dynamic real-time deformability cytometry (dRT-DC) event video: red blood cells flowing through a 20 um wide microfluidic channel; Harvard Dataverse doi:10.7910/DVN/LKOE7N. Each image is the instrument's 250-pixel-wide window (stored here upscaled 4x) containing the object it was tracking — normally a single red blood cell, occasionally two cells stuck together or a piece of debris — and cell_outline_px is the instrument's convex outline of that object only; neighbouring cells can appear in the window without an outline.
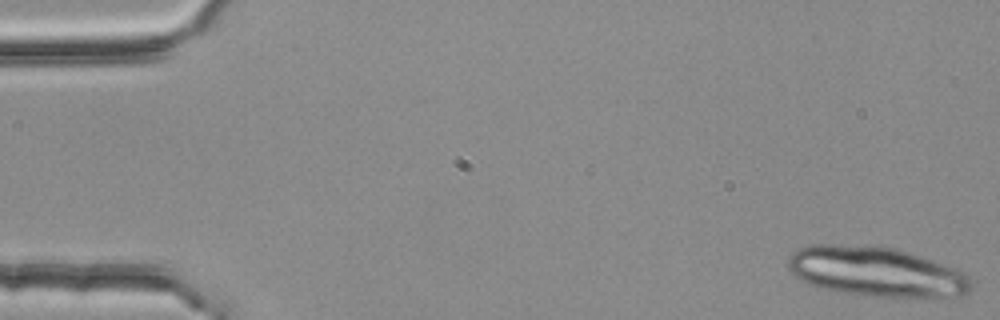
{"species": "common noctule bat (a hibernating species)", "species_latin": "Nyctalus noctula", "temperature_condition": "room temperature", "stored_images_in_passage": 5, "camera_frame_rate_fps": 3000, "um_per_image_px": 0.085, "animal": {"sex": "female", "body_mass_g": 25.1}, "frame": {"image": 1, "passage_image": 1, "time_ms": 0.0, "image_size_px": [1000, 320], "cell_outline_px": [[972, 288], [964, 296], [880, 296], [844, 292], [824, 288], [800, 280], [788, 268], [788, 256], [792, 252], [800, 248], [812, 244], [840, 244], [892, 248], [908, 252], [956, 268], [968, 276], [972, 284]], "centroid_in_image_um": [74.47, 23.08], "position_along_channel_um": 10.5, "area_um2": 52.25}}